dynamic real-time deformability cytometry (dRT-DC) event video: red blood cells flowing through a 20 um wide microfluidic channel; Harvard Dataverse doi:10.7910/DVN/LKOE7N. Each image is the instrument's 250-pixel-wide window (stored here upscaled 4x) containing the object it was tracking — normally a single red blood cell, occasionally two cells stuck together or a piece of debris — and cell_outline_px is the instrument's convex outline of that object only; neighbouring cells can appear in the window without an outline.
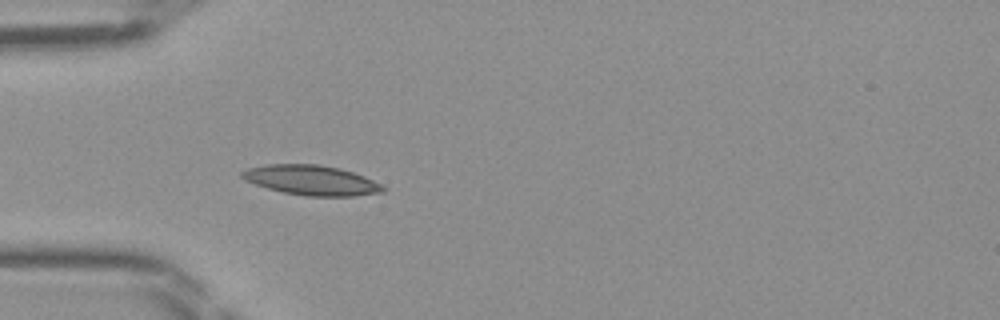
{"species": "Egyptian fruit bat (a non-hibernating species)", "species_latin": "Rousettus aegyptiacus", "temperature_condition": "room temperature", "stored_images_in_passage": 27, "camera_frame_rate_fps": 3000, "um_per_image_px": 0.085, "frame": {"image": 1, "passage_image": 4, "time_ms": 1.0, "image_size_px": [1000, 320], "cell_outline_px": [[388, 188], [384, 192], [356, 196], [304, 196], [284, 192], [268, 188], [244, 180], [240, 176], [240, 172], [248, 168], [268, 164], [320, 164], [340, 168], [364, 176]], "centroid_in_image_um": [26.48, 15.32], "position_along_channel_um": 58.5, "area_um2": 24.62}}
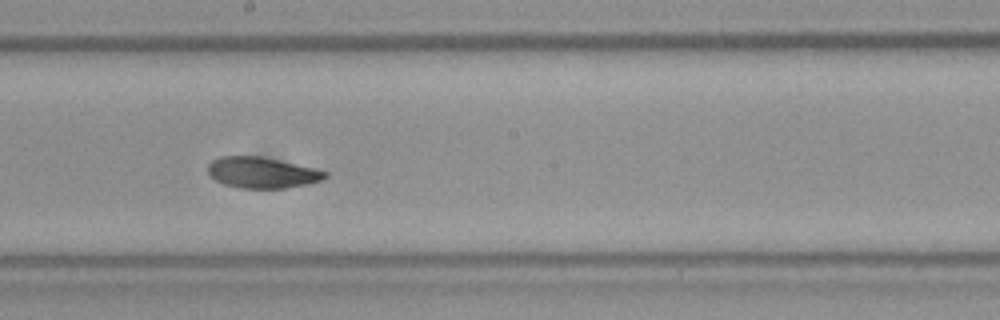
{"frame": {"image": 2, "passage_image": 16, "time_ms": 5.0, "image_size_px": [1000, 320], "cell_outline_px": [[328, 176], [324, 180], [308, 184], [284, 188], [240, 188], [224, 184], [216, 180], [208, 172], [208, 164], [212, 160], [220, 156], [260, 156], [316, 168], [328, 172]], "centroid_in_image_um": [22.31, 14.67], "position_along_channel_um": 225.9, "area_um2": 21.21}}
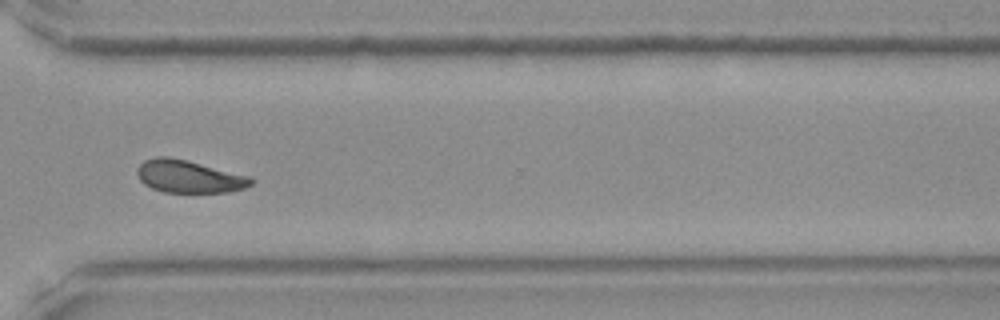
{"frame": {"image": 3, "passage_image": 25, "time_ms": 8.0, "image_size_px": [1000, 320], "cell_outline_px": [[256, 180], [252, 184], [244, 188], [228, 192], [164, 192], [152, 188], [144, 184], [140, 180], [136, 172], [136, 168], [144, 160], [156, 156], [168, 156], [252, 176]], "centroid_in_image_um": [16.07, 15.0], "position_along_channel_um": 354.5, "area_um2": 21.73}}